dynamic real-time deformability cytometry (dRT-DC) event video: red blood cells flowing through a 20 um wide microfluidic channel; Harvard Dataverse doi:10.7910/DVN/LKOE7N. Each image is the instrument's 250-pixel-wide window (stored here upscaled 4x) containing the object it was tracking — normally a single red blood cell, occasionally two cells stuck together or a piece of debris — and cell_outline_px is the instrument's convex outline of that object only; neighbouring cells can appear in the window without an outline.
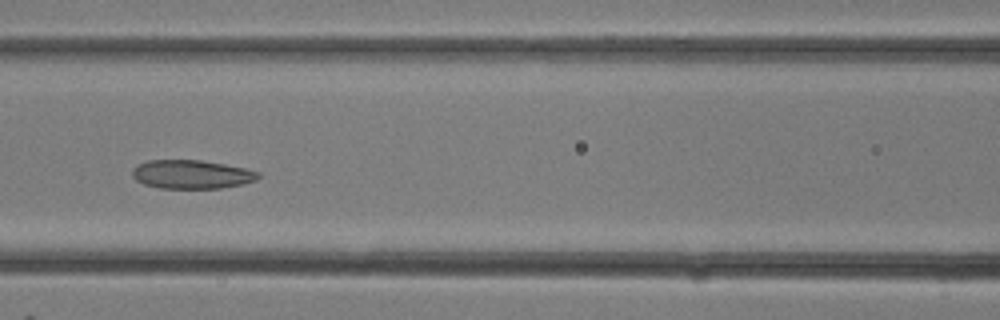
{"species": "common noctule bat (a hibernating species)", "species_latin": "Nyctalus noctula", "temperature_condition": "room temperature", "stored_images_in_passage": 13, "camera_frame_rate_fps": 3000, "um_per_image_px": 0.085, "animal": {"sex": "female"}, "frame": {"image": 1, "passage_image": 10, "time_ms": 3.0, "image_size_px": [1000, 320], "cell_outline_px": [[260, 176], [256, 180], [244, 184], [220, 188], [160, 188], [144, 184], [136, 180], [132, 176], [132, 168], [136, 164], [148, 160], [200, 160], [224, 164], [244, 168], [260, 172]], "centroid_in_image_um": [16.27, 14.82], "position_along_channel_um": 150.3, "area_um2": 21.15}}
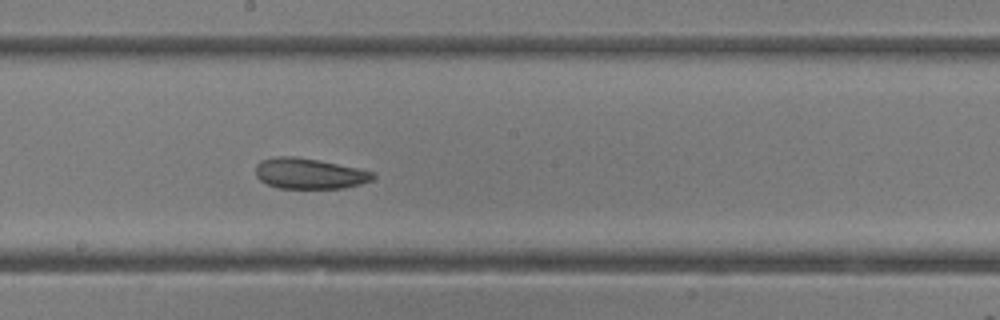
{"frame": {"image": 2, "passage_image": 13, "time_ms": 4.0, "image_size_px": [1000, 320], "cell_outline_px": [[376, 176], [372, 180], [360, 184], [344, 188], [280, 188], [268, 184], [260, 180], [256, 176], [256, 164], [260, 160], [276, 156], [296, 156], [356, 168], [372, 172]], "centroid_in_image_um": [26.25, 14.75], "position_along_channel_um": 221.9, "area_um2": 20.75}}